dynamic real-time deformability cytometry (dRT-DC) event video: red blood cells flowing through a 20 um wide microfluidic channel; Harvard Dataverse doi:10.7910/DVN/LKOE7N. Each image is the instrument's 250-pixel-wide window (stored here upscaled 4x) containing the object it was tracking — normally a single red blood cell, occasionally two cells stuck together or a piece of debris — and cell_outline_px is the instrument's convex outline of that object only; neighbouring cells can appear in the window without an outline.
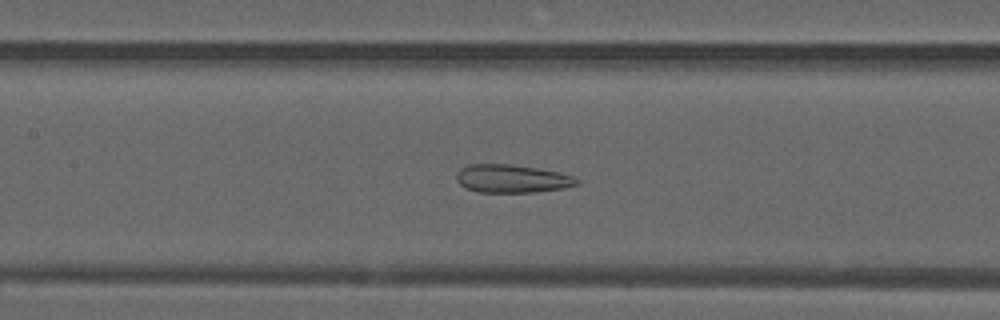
{"species": "common noctule bat (a hibernating species)", "species_latin": "Nyctalus noctula", "temperature_condition": "warm", "stored_images_in_passage": 51, "camera_frame_rate_fps": 3000, "um_per_image_px": 0.085, "animal": {"sex": "male", "forearm_length_mm": 52.5}, "frame": {"image": 1, "passage_image": 24, "time_ms": 7.667, "image_size_px": [1000, 320], "cell_outline_px": [[580, 184], [564, 188], [536, 192], [476, 192], [460, 184], [456, 180], [456, 172], [460, 168], [468, 164], [508, 164], [536, 168], [556, 172], [572, 176], [580, 180]], "centroid_in_image_um": [43.5, 15.19], "position_along_channel_um": 163.9, "area_um2": 19.71}}
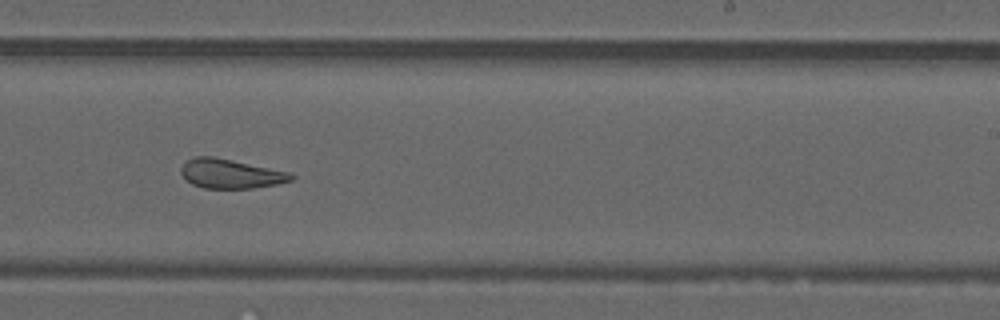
{"frame": {"image": 2, "passage_image": 32, "time_ms": 10.333, "image_size_px": [1000, 320], "cell_outline_px": [[296, 176], [292, 180], [276, 184], [252, 188], [204, 188], [192, 184], [180, 172], [180, 168], [188, 160], [196, 156], [212, 156], [292, 172]], "centroid_in_image_um": [19.64, 14.76], "position_along_channel_um": 269.4, "area_um2": 18.73}}
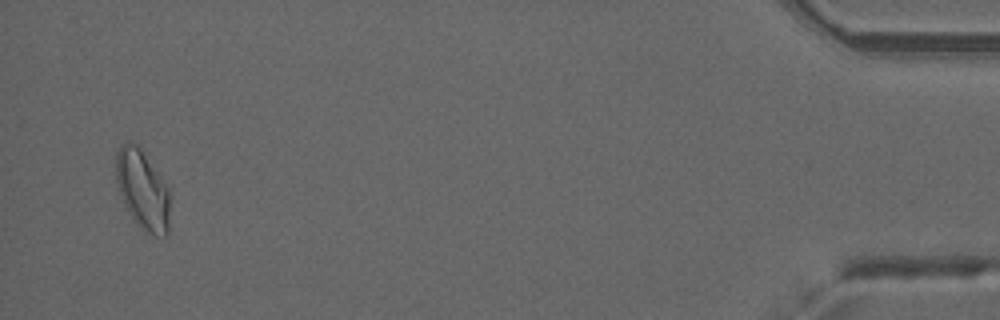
{"frame": {"image": 3, "passage_image": 50, "time_ms": 16.333, "image_size_px": [1000, 320], "cell_outline_px": [[168, 236], [152, 236], [140, 228], [124, 204], [120, 196], [116, 180], [116, 152], [128, 140], [132, 140], [140, 144], [168, 188]], "centroid_in_image_um": [12.1, 16.09], "position_along_channel_um": 423.1, "area_um2": 25.09}, "authors_computed_cell_mechanics": {"area_um2": 22.0796, "velocity_mm_per_s": 3.9738, "shape_relaxation_time_tau1_ms": null, "shape_relaxation_time_tau2_ms": 1.884, "deformation_change_tau1": null, "deformation_change_tau2": 0.1053}}